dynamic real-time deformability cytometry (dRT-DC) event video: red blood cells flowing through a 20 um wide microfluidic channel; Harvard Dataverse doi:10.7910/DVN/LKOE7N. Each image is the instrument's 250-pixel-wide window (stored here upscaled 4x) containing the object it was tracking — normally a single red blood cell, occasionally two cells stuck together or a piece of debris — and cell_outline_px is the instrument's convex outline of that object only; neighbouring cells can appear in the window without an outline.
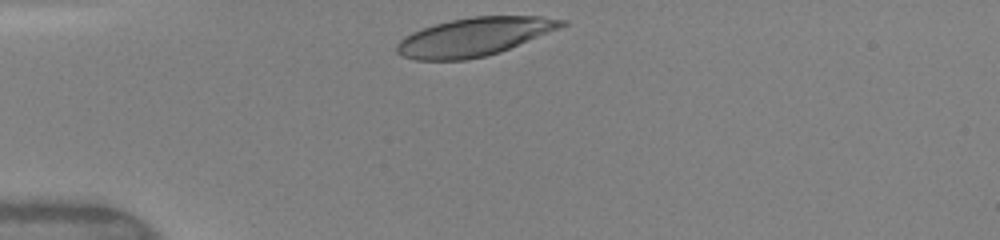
{"species": "human", "species_latin": "Homo sapiens", "temperature_condition": "warm", "stored_images_in_passage": 29, "camera_frame_rate_fps": 3000, "um_per_image_px": 0.085, "donor": {"sex": "female"}, "frame": {"image": 1, "passage_image": 1, "time_ms": 0.0, "image_size_px": [1000, 240], "cell_outline_px": [[568, 24], [560, 28], [500, 52], [484, 56], [464, 60], [416, 60], [400, 56], [396, 52], [396, 44], [404, 36], [412, 32], [436, 24], [452, 20], [472, 16], [540, 16], [568, 20]], "centroid_in_image_um": [40.31, 3.13], "position_along_channel_um": 44.7, "area_um2": 36.76}}
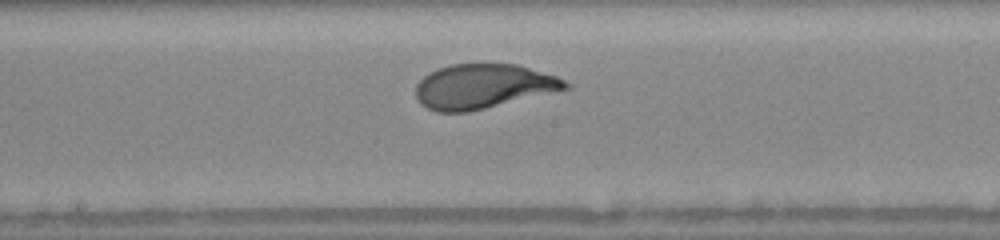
{"frame": {"image": 2, "passage_image": 15, "time_ms": 4.667, "image_size_px": [1000, 240], "cell_outline_px": [[572, 88], [468, 112], [436, 112], [420, 104], [416, 100], [416, 84], [424, 76], [440, 68], [452, 64], [520, 64], [556, 76], [572, 84]], "centroid_in_image_um": [41.09, 7.34], "position_along_channel_um": 207.1, "area_um2": 38.9}}
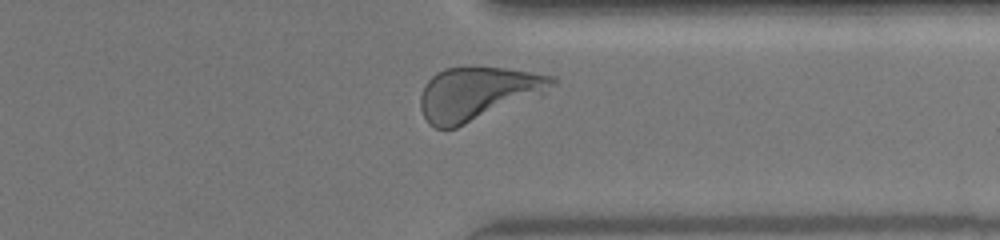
{"frame": {"image": 3, "passage_image": 27, "time_ms": 8.667, "image_size_px": [1000, 240], "cell_outline_px": [[556, 84], [540, 96], [456, 128], [436, 128], [428, 124], [420, 108], [420, 96], [428, 80], [436, 72], [444, 68], [504, 68], [556, 76]], "centroid_in_image_um": [40.61, 7.96], "position_along_channel_um": 370.8, "area_um2": 40.81}, "authors_computed_cell_mechanics": {"area_um2": 39.4196, "velocity_mm_per_s": 4.0869, "shape_relaxation_time_tau1_ms": 2.1301, "shape_relaxation_time_tau2_ms": null, "deformation_change_tau1": 0.1646, "deformation_change_tau2": null}}